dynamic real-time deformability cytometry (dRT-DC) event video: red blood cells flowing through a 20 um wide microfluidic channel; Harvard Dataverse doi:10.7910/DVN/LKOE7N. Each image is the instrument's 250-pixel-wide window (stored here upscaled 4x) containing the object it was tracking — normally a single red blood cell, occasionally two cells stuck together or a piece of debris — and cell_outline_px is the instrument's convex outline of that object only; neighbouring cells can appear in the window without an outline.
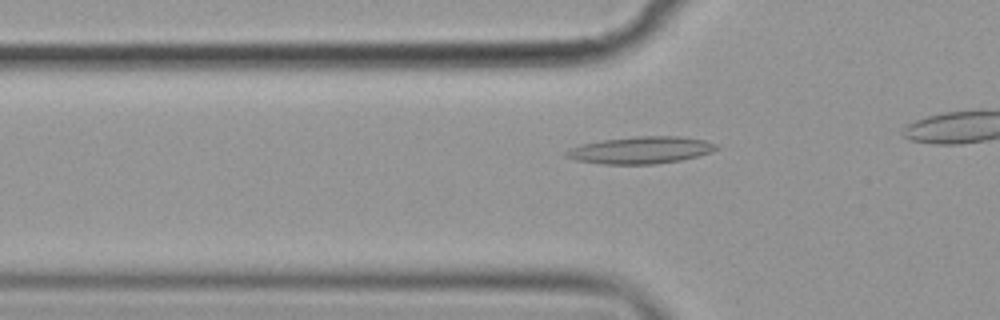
{"species": "common noctule bat (a hibernating species)", "species_latin": "Nyctalus noctula", "temperature_condition": "cold", "stored_images_in_passage": 25, "camera_frame_rate_fps": 3000, "um_per_image_px": 0.085, "animal": {"sex": "female", "body_mass_g": 19.9}, "frame": {"image": 1, "passage_image": 8, "time_ms": 2.333, "image_size_px": [1000, 320], "cell_outline_px": [[720, 148], [712, 152], [680, 160], [656, 164], [600, 164], [576, 160], [564, 156], [564, 152], [568, 148], [580, 144], [600, 140], [636, 136], [680, 136], [704, 140], [716, 144]], "centroid_in_image_um": [54.42, 12.75], "position_along_channel_um": 71.4, "area_um2": 23.87}}
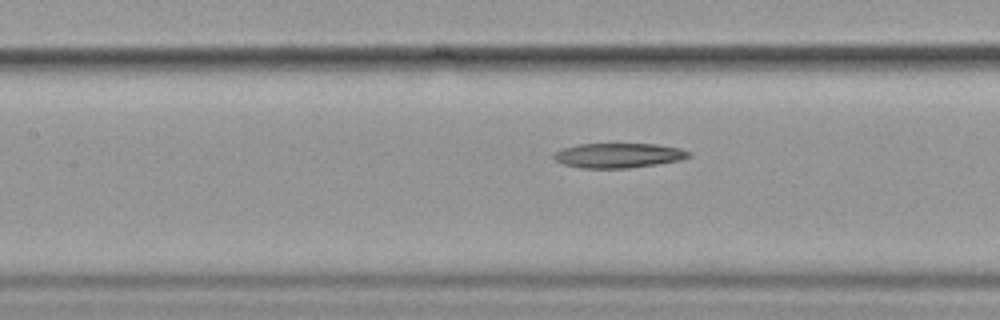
{"frame": {"image": 2, "passage_image": 15, "time_ms": 4.667, "image_size_px": [1000, 320], "cell_outline_px": [[692, 156], [680, 160], [656, 164], [628, 168], [580, 168], [564, 164], [556, 160], [552, 156], [552, 152], [560, 148], [580, 144], [656, 144], [680, 148], [692, 152]], "centroid_in_image_um": [52.55, 13.21], "position_along_channel_um": 154.8, "area_um2": 19.59}}
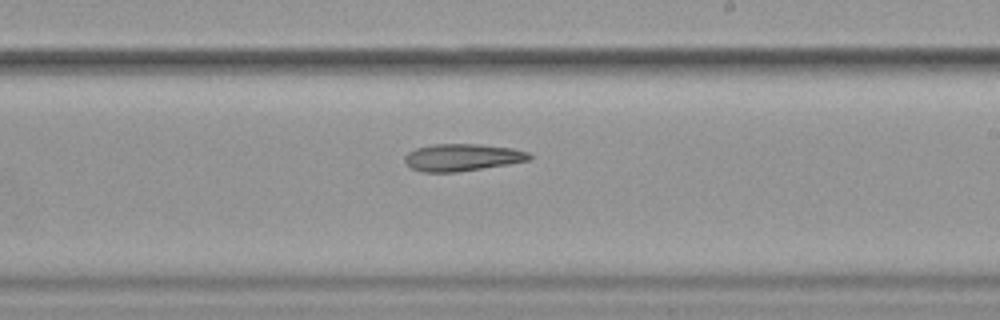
{"frame": {"image": 3, "passage_image": 23, "time_ms": 7.333, "image_size_px": [1000, 320], "cell_outline_px": [[532, 156], [528, 160], [508, 164], [456, 172], [420, 172], [404, 164], [404, 156], [408, 152], [416, 148], [432, 144], [480, 144], [512, 148], [528, 152]], "centroid_in_image_um": [39.23, 13.38], "position_along_channel_um": 249.8, "area_um2": 19.77}}